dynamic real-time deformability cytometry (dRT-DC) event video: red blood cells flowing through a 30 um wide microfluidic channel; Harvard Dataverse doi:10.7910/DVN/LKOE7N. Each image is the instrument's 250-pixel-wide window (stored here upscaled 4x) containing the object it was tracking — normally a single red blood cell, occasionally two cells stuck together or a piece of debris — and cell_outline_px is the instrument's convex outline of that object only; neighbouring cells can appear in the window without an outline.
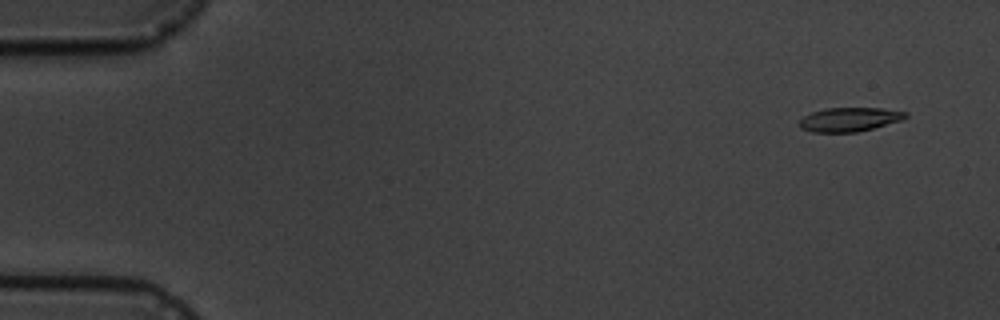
{"species": "common noctule bat (a hibernating species)", "species_latin": "Nyctalus noctula", "temperature_condition": "cold", "stored_images_in_passage": 4, "camera_frame_rate_fps": 3000, "um_per_image_px": 0.085, "animal": {"sex": "male", "body_mass_g": 19.5, "forearm_length_mm": 54.6}, "frame": {"image": 1, "passage_image": 1, "time_ms": 0.0, "image_size_px": [1000, 320], "cell_outline_px": [[908, 116], [904, 120], [856, 132], [812, 132], [800, 128], [800, 120], [804, 116], [812, 112], [824, 108], [880, 108], [908, 112]], "centroid_in_image_um": [72.23, 10.15], "position_along_channel_um": 12.8, "area_um2": 14.85}}